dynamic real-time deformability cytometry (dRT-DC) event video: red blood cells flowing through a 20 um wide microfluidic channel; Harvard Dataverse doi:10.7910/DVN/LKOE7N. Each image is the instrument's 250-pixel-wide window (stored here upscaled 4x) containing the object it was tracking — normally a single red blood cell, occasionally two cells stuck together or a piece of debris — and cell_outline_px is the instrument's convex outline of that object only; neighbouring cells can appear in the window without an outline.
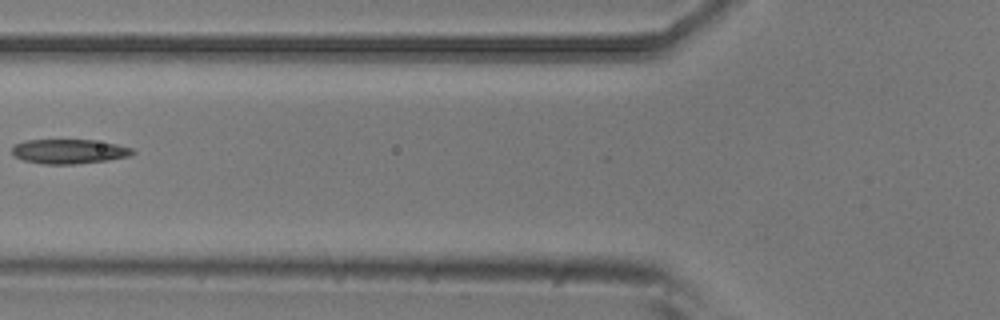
{"species": "common noctule bat (a hibernating species)", "species_latin": "Nyctalus noctula", "temperature_condition": "room temperature", "stored_images_in_passage": 7, "camera_frame_rate_fps": 3000, "um_per_image_px": 0.085, "animal": {"sex": "male", "body_mass_g": 20.5, "forearm_length_mm": 52.5}, "frame": {"image": 1, "passage_image": 5, "time_ms": 1.333, "image_size_px": [1000, 320], "cell_outline_px": [[136, 152], [128, 156], [108, 160], [76, 164], [44, 164], [24, 160], [16, 156], [12, 152], [12, 144], [24, 140], [92, 140], [116, 144], [136, 148]], "centroid_in_image_um": [5.88, 12.86], "position_along_channel_um": 119.9, "area_um2": 17.28}}
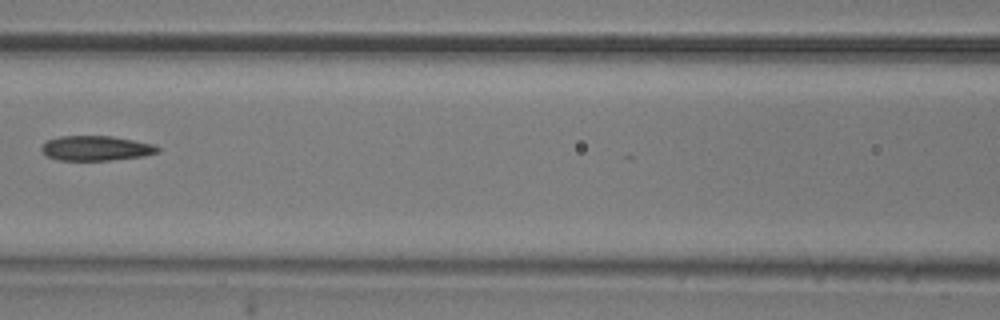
{"frame": {"image": 2, "passage_image": 6, "time_ms": 1.667, "image_size_px": [1000, 320], "cell_outline_px": [[160, 152], [144, 156], [112, 160], [56, 160], [48, 156], [40, 148], [40, 144], [48, 140], [60, 136], [112, 136], [152, 144], [160, 148]], "centroid_in_image_um": [8.15, 12.6], "position_along_channel_um": 158.5, "area_um2": 16.82}}
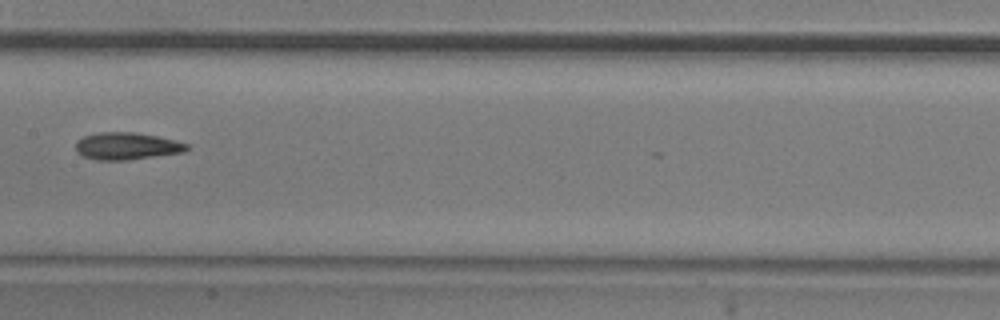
{"frame": {"image": 3, "passage_image": 7, "time_ms": 2.0, "image_size_px": [1000, 320], "cell_outline_px": [[192, 148], [184, 152], [128, 160], [96, 160], [84, 156], [76, 152], [76, 140], [84, 136], [100, 132], [136, 132], [176, 140], [192, 144]], "centroid_in_image_um": [10.83, 12.41], "position_along_channel_um": 196.6, "area_um2": 17.86}}